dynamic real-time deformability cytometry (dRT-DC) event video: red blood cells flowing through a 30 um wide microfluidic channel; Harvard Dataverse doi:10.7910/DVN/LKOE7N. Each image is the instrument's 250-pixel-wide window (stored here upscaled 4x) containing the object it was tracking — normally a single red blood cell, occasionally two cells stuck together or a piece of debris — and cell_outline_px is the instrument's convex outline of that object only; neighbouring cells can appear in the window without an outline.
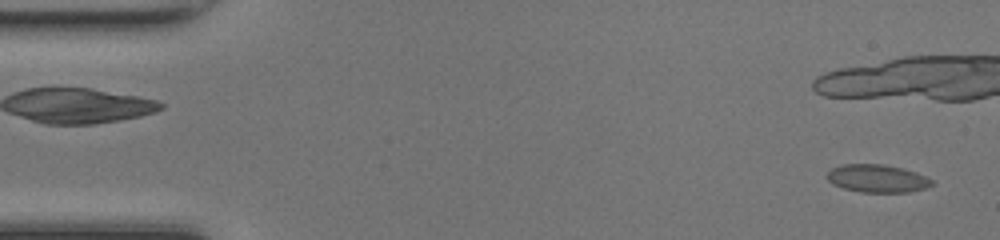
{"species": "common noctule bat (a hibernating species)", "species_latin": "Nyctalus noctula", "temperature_condition": "room temperature", "stored_images_in_passage": 12, "camera_frame_rate_fps": 3000, "um_per_image_px": 0.085, "animal": {"sex": "female", "body_mass_g": 17.0, "forearm_length_mm": 48.0}, "frame": {"image": 1, "passage_image": 1, "time_ms": 0.0, "image_size_px": [1000, 240], "cell_outline_px": [[932, 184], [924, 188], [908, 192], [860, 192], [844, 188], [832, 184], [824, 176], [832, 168], [844, 164], [884, 164], [916, 172], [932, 180]], "centroid_in_image_um": [74.51, 15.17], "position_along_channel_um": 10.5, "area_um2": 16.88}}